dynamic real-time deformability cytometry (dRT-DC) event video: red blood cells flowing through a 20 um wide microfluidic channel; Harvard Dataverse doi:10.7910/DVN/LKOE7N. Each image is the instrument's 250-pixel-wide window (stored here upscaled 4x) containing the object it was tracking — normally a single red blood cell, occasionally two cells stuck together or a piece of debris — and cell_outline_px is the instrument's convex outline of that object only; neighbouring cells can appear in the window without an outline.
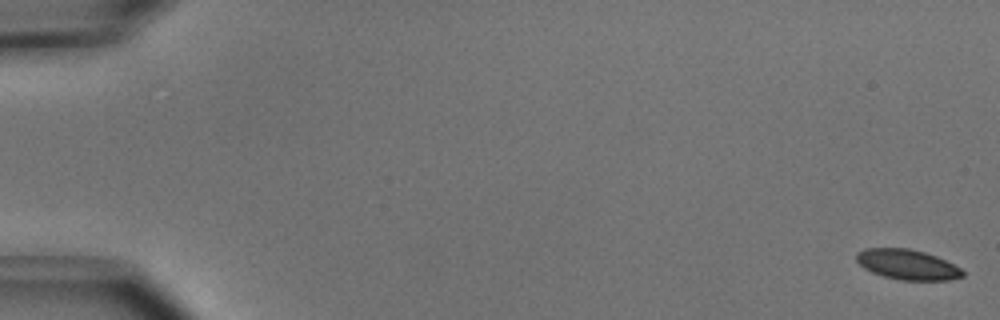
{"species": "common noctule bat (a hibernating species)", "species_latin": "Nyctalus noctula", "temperature_condition": "cold", "stored_images_in_passage": 53, "camera_frame_rate_fps": 3000, "um_per_image_px": 0.085, "animal": {"sex": "male", "body_mass_g": 15.6}, "frame": {"image": 1, "passage_image": 1, "time_ms": 0.0, "image_size_px": [1000, 320], "cell_outline_px": [[964, 276], [948, 280], [900, 280], [884, 276], [872, 272], [864, 268], [856, 260], [856, 252], [864, 248], [908, 248], [924, 252], [936, 256], [960, 268], [964, 272]], "centroid_in_image_um": [77.1, 22.48], "position_along_channel_um": 7.9, "area_um2": 18.55}}
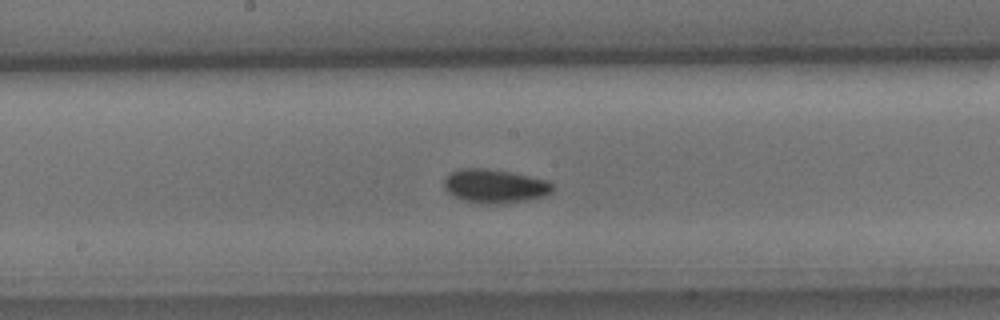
{"frame": {"image": 2, "passage_image": 28, "time_ms": 9.0, "image_size_px": [1000, 320], "cell_outline_px": [[556, 188], [552, 192], [544, 196], [528, 200], [496, 204], [472, 204], [448, 192], [444, 188], [444, 176], [460, 168], [484, 168], [508, 172], [548, 180]], "centroid_in_image_um": [42.05, 15.83], "position_along_channel_um": 206.1, "area_um2": 21.5}}
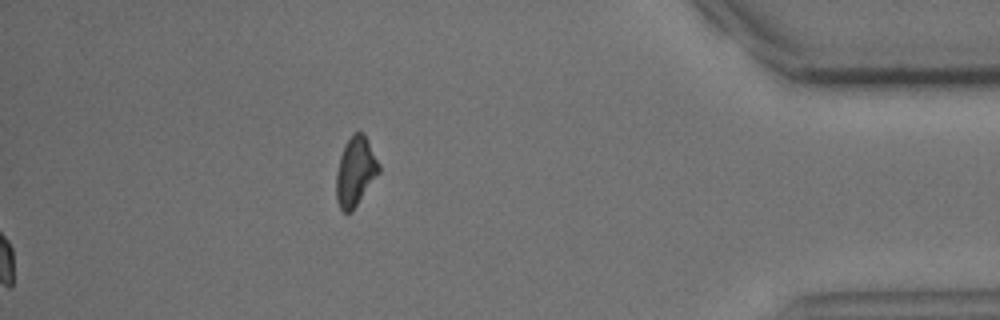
{"frame": {"image": 3, "passage_image": 53, "time_ms": 17.333, "image_size_px": [1000, 320], "cell_outline_px": [[380, 172], [352, 212], [344, 212], [340, 208], [336, 200], [336, 172], [340, 156], [344, 144], [352, 132], [360, 132], [368, 140], [380, 164]], "centroid_in_image_um": [30.2, 14.57], "position_along_channel_um": 405.0, "area_um2": 17.34}, "authors_computed_cell_mechanics": {"area_um2": 19.5364, "velocity_mm_per_s": 3.9424, "shape_relaxation_time_tau1_ms": 4.9898, "shape_relaxation_time_tau2_ms": 4.4967, "deformation_change_tau1": 0.1027, "deformation_change_tau2": 0.0702}}